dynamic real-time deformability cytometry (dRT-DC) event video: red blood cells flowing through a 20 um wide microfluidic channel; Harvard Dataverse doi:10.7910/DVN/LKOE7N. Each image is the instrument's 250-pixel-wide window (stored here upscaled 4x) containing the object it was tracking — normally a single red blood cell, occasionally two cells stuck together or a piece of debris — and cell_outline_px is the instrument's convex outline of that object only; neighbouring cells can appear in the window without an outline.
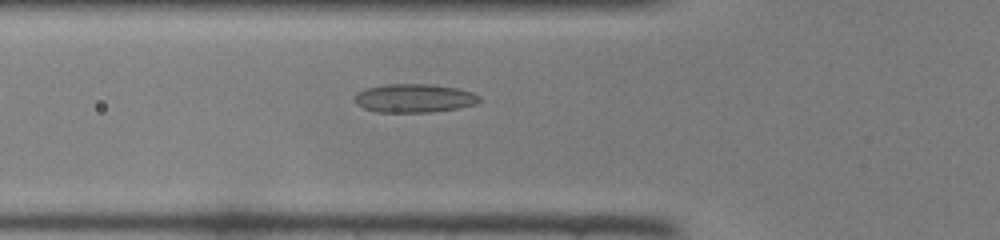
{"species": "common noctule bat (a hibernating species)", "species_latin": "Nyctalus noctula", "temperature_condition": "room temperature", "stored_images_in_passage": 32, "camera_frame_rate_fps": 3000, "um_per_image_px": 0.085, "animal": {"sex": "female", "body_mass_g": 22.0, "forearm_length_mm": 56.7}, "frame": {"image": 1, "passage_image": 4, "time_ms": 1.0, "image_size_px": [1000, 240], "cell_outline_px": [[480, 100], [476, 104], [460, 108], [432, 112], [376, 112], [364, 108], [356, 104], [356, 92], [364, 88], [384, 84], [432, 84], [456, 88], [472, 92], [480, 96]], "centroid_in_image_um": [35.21, 8.34], "position_along_channel_um": 90.6, "area_um2": 20.92}}
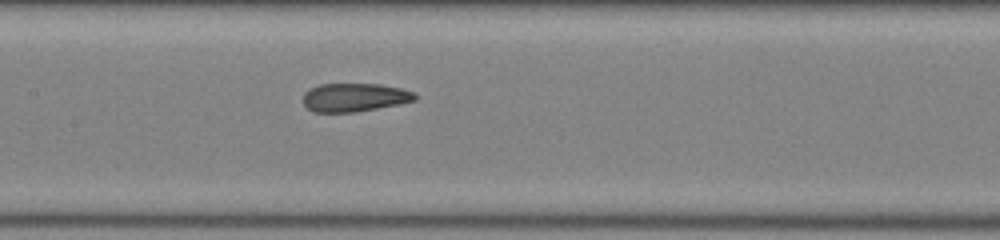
{"frame": {"image": 2, "passage_image": 10, "time_ms": 3.0, "image_size_px": [1000, 240], "cell_outline_px": [[416, 100], [400, 104], [356, 112], [312, 112], [304, 104], [304, 92], [308, 88], [320, 84], [380, 84], [400, 88], [416, 92]], "centroid_in_image_um": [30.14, 8.28], "position_along_channel_um": 177.3, "area_um2": 18.67}}
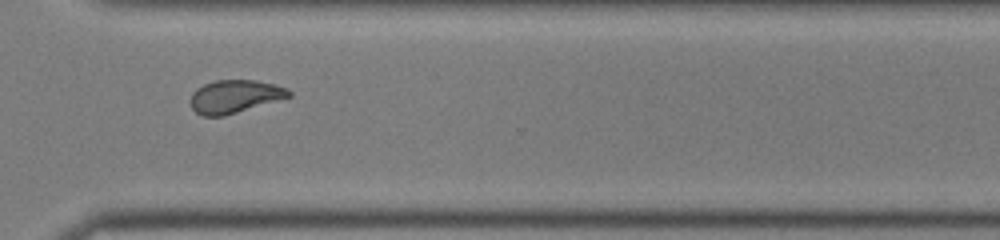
{"frame": {"image": 3, "passage_image": 22, "time_ms": 7.0, "image_size_px": [1000, 240], "cell_outline_px": [[292, 96], [224, 116], [204, 116], [196, 112], [192, 108], [192, 92], [196, 88], [204, 84], [216, 80], [256, 80], [288, 88], [292, 92]], "centroid_in_image_um": [19.97, 8.19], "position_along_channel_um": 350.6, "area_um2": 18.79}}